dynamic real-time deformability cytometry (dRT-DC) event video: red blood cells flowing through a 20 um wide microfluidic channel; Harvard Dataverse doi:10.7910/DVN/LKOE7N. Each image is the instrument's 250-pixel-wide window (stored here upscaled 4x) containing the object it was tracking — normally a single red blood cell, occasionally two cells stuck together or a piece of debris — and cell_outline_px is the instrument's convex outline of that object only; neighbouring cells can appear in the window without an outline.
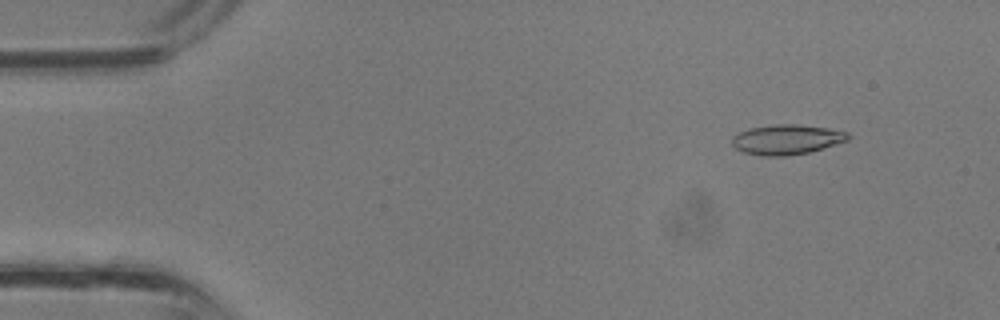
{"species": "common noctule bat (a hibernating species)", "species_latin": "Nyctalus noctula", "temperature_condition": "room temperature", "stored_images_in_passage": 36, "camera_frame_rate_fps": 3000, "um_per_image_px": 0.085, "animal": {"sex": "male", "body_mass_g": 13.3}, "frame": {"image": 1, "passage_image": 4, "time_ms": 1.0, "image_size_px": [1000, 320], "cell_outline_px": [[852, 136], [848, 140], [808, 152], [784, 156], [760, 156], [744, 152], [736, 148], [732, 144], [732, 136], [740, 132], [752, 128], [776, 124], [796, 124], [828, 128], [848, 132]], "centroid_in_image_um": [66.87, 11.86], "position_along_channel_um": 18.1, "area_um2": 20.06}}
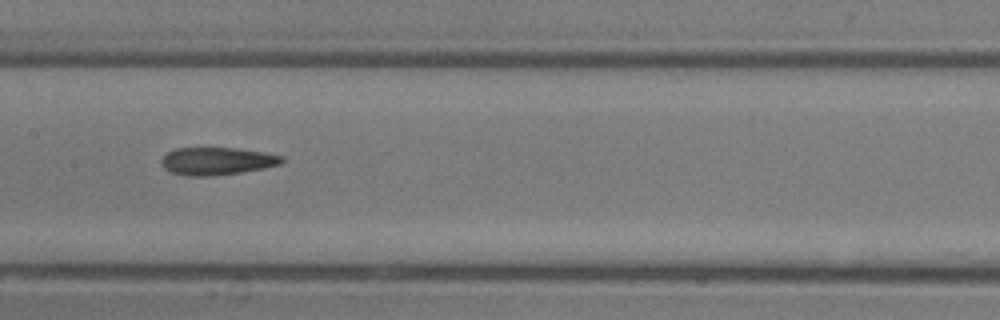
{"frame": {"image": 2, "passage_image": 18, "time_ms": 5.667, "image_size_px": [1000, 320], "cell_outline_px": [[284, 160], [280, 164], [264, 168], [240, 172], [212, 176], [188, 176], [172, 172], [164, 168], [160, 160], [168, 152], [176, 148], [236, 148], [264, 152], [284, 156]], "centroid_in_image_um": [18.45, 13.69], "position_along_channel_um": 188.9, "area_um2": 19.31}}
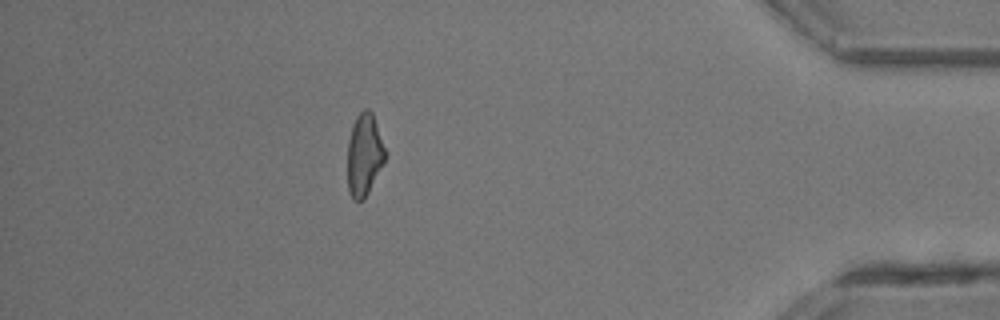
{"frame": {"image": 3, "passage_image": 32, "time_ms": 10.333, "image_size_px": [1000, 320], "cell_outline_px": [[388, 156], [384, 164], [364, 200], [356, 200], [348, 192], [348, 140], [352, 124], [356, 116], [364, 108], [368, 108], [372, 112], [388, 152]], "centroid_in_image_um": [31.0, 13.13], "position_along_channel_um": 404.2, "area_um2": 18.5}}